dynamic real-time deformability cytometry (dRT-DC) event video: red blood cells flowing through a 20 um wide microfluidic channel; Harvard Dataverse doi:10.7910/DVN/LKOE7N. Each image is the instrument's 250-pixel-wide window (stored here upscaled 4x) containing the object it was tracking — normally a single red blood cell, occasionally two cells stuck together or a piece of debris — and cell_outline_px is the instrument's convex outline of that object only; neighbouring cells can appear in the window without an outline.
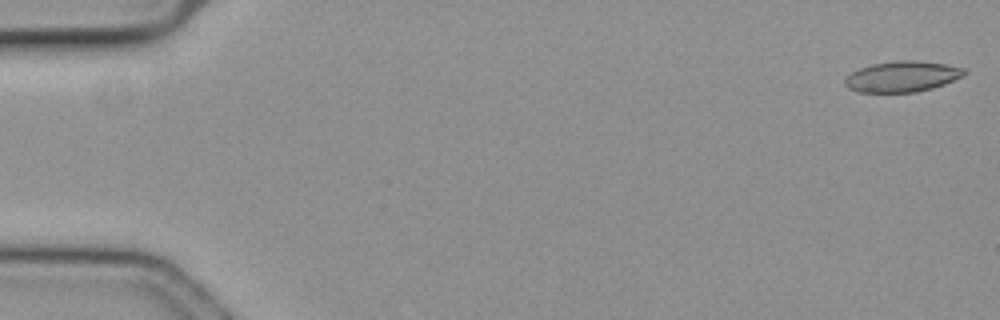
{"species": "common noctule bat (a hibernating species)", "species_latin": "Nyctalus noctula", "temperature_condition": "cold", "stored_images_in_passage": 58, "camera_frame_rate_fps": 3000, "um_per_image_px": 0.085, "animal": {"sex": "female", "body_mass_g": 19.3, "forearm_length_mm": 54.1}, "frame": {"image": 1, "passage_image": 1, "time_ms": 0.0, "image_size_px": [1000, 320], "cell_outline_px": [[968, 72], [964, 76], [944, 84], [932, 88], [916, 92], [860, 92], [848, 88], [844, 84], [844, 80], [852, 72], [860, 68], [872, 64], [896, 60], [916, 60], [944, 64], [964, 68]], "centroid_in_image_um": [76.7, 6.5], "position_along_channel_um": 8.3, "area_um2": 21.39}}
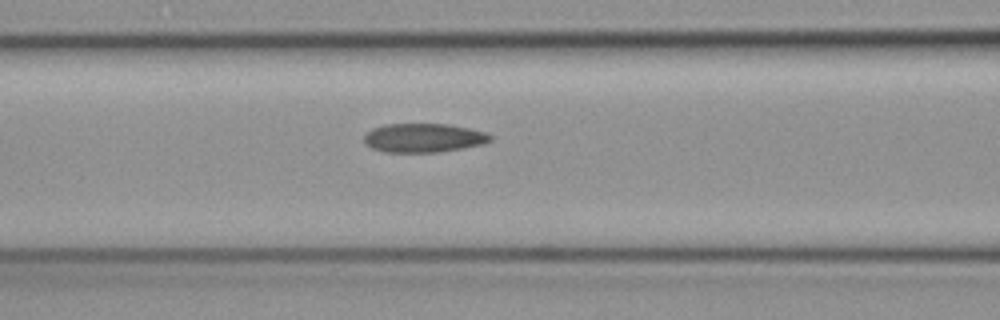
{"frame": {"image": 2, "passage_image": 24, "time_ms": 7.667, "image_size_px": [1000, 320], "cell_outline_px": [[492, 140], [484, 144], [464, 148], [436, 152], [384, 152], [372, 148], [364, 144], [364, 136], [372, 128], [384, 124], [448, 124], [488, 132], [492, 136]], "centroid_in_image_um": [36.02, 11.72], "position_along_channel_um": 130.6, "area_um2": 21.44}}
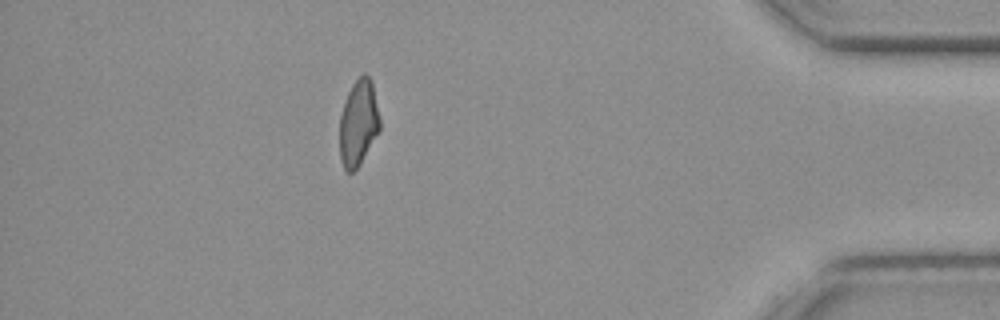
{"frame": {"image": 3, "passage_image": 51, "time_ms": 16.667, "image_size_px": [1000, 320], "cell_outline_px": [[380, 132], [360, 164], [352, 172], [348, 172], [344, 168], [340, 160], [340, 116], [348, 92], [352, 84], [364, 72], [372, 80], [380, 120]], "centroid_in_image_um": [30.48, 10.45], "position_along_channel_um": 404.7, "area_um2": 20.23}, "authors_computed_cell_mechanics": {"area_um2": 21.386, "velocity_mm_per_s": 3.5888, "shape_relaxation_time_tau1_ms": null, "shape_relaxation_time_tau2_ms": 3.8493, "deformation_change_tau1": null, "deformation_change_tau2": 0.099}}